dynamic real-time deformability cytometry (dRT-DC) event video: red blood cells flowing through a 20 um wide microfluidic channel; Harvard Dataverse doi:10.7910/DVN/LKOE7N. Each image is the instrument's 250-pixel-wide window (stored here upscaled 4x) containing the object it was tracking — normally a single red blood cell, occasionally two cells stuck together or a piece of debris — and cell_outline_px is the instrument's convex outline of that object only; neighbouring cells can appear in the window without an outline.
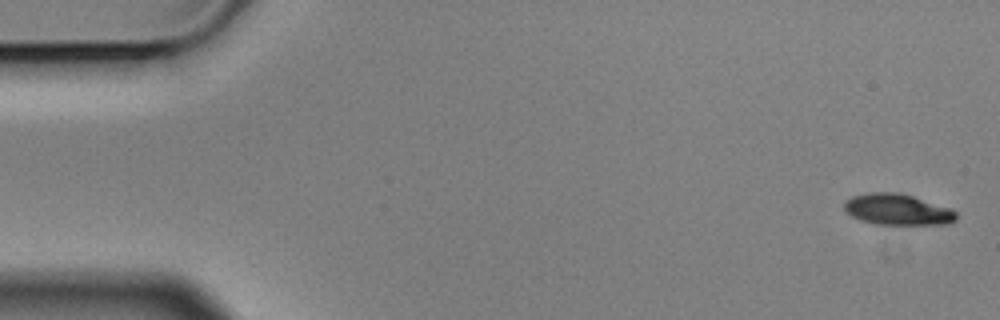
{"species": "Egyptian fruit bat (a non-hibernating species)", "species_latin": "Rousettus aegyptiacus", "temperature_condition": "cold", "stored_images_in_passage": 5, "camera_frame_rate_fps": 3000, "um_per_image_px": 0.085, "animal": {"sex": "male"}, "frame": {"image": 1, "passage_image": 1, "time_ms": 0.0, "image_size_px": [1000, 320], "cell_outline_px": [[956, 220], [948, 224], [876, 224], [860, 220], [844, 212], [844, 200], [852, 196], [868, 192], [900, 192], [952, 208], [956, 212]], "centroid_in_image_um": [76.26, 17.79], "position_along_channel_um": 8.7, "area_um2": 20.52}}
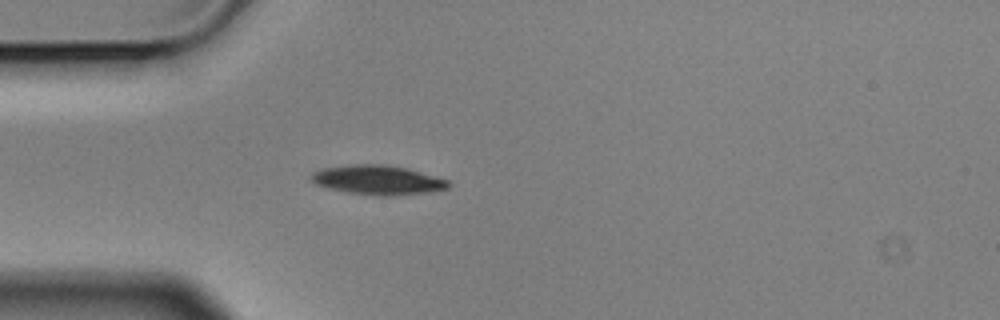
{"frame": {"image": 2, "passage_image": 5, "time_ms": 1.333, "image_size_px": [1000, 320], "cell_outline_px": [[452, 184], [448, 188], [432, 192], [348, 192], [316, 184], [312, 180], [312, 172], [320, 168], [352, 164], [384, 164], [408, 168], [448, 180]], "centroid_in_image_um": [32.11, 15.22], "position_along_channel_um": 52.9, "area_um2": 22.14}}